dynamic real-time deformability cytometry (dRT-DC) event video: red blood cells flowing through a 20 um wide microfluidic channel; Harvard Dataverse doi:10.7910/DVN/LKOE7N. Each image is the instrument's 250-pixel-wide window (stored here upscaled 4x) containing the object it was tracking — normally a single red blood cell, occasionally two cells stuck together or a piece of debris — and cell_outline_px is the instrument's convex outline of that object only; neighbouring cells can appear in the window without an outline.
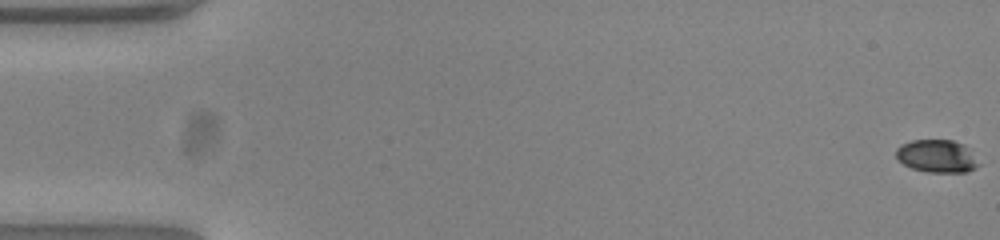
{"species": "common noctule bat (a hibernating species)", "species_latin": "Nyctalus noctula", "temperature_condition": "warm", "stored_images_in_passage": 20, "camera_frame_rate_fps": 3000, "um_per_image_px": 0.085, "animal": {"sex": "female", "body_mass_g": 23.0, "forearm_length_mm": 53.4}, "frame": {"image": 1, "passage_image": 1, "time_ms": 0.0, "image_size_px": [1000, 240], "cell_outline_px": [[980, 164], [976, 168], [964, 172], [928, 172], [912, 168], [904, 164], [896, 156], [896, 148], [900, 144], [912, 140], [952, 140], [964, 144]], "centroid_in_image_um": [79.62, 13.26], "position_along_channel_um": 5.4, "area_um2": 15.66}}
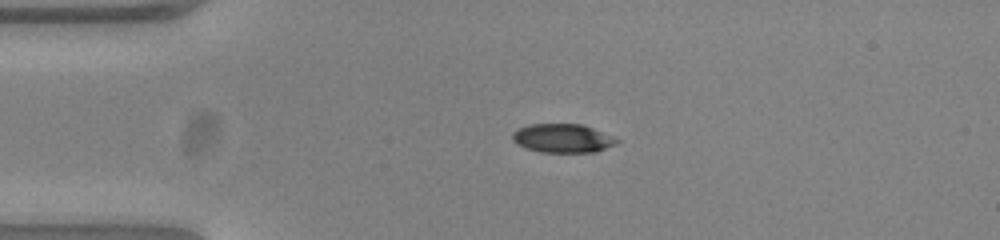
{"frame": {"image": 2, "passage_image": 13, "time_ms": 4.0, "image_size_px": [1000, 240], "cell_outline_px": [[620, 140], [616, 144], [596, 152], [540, 152], [528, 148], [512, 140], [512, 132], [520, 128], [532, 124], [580, 124], [592, 128], [612, 136]], "centroid_in_image_um": [47.85, 11.75], "position_along_channel_um": 37.2, "area_um2": 17.22}}
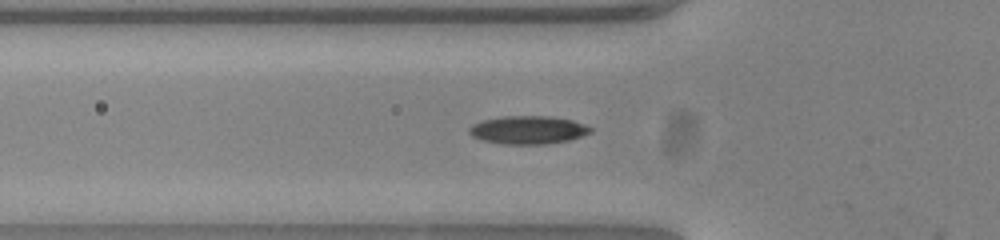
{"frame": {"image": 3, "passage_image": 19, "time_ms": 6.0, "image_size_px": [1000, 240], "cell_outline_px": [[592, 132], [568, 140], [544, 144], [500, 144], [480, 140], [472, 136], [468, 132], [468, 128], [472, 124], [484, 120], [504, 116], [552, 116], [572, 120], [584, 124], [592, 128]], "centroid_in_image_um": [44.85, 11.04], "position_along_channel_um": 80.9, "area_um2": 19.94}}